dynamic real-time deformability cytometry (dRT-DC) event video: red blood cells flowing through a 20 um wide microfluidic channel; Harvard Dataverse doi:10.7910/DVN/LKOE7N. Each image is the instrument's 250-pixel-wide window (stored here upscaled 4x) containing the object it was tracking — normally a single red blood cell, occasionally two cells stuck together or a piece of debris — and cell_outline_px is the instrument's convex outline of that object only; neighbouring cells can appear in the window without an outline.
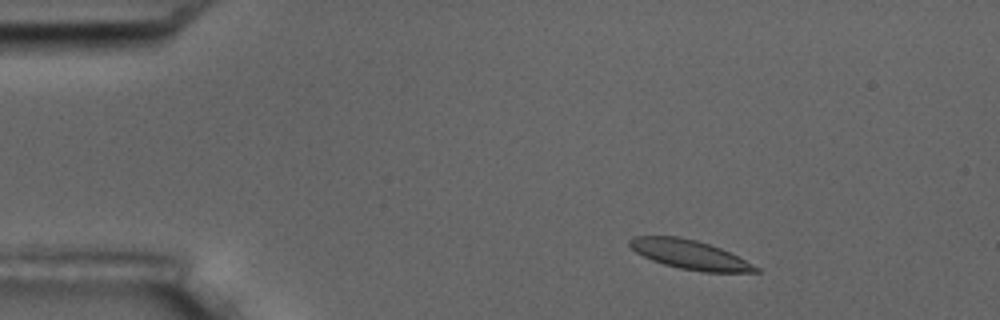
{"species": "common noctule bat (a hibernating species)", "species_latin": "Nyctalus noctula", "temperature_condition": "room temperature", "stored_images_in_passage": 4, "camera_frame_rate_fps": 3000, "um_per_image_px": 0.085, "animal": {"sex": "male", "body_mass_g": 17.5, "forearm_length_mm": 52.3}, "frame": {"image": 1, "passage_image": 2, "time_ms": 1.0, "image_size_px": [1000, 320], "cell_outline_px": [[760, 272], [704, 272], [680, 268], [664, 264], [652, 260], [636, 252], [628, 244], [628, 240], [632, 236], [680, 236], [696, 240], [720, 248], [760, 268]], "centroid_in_image_um": [58.59, 21.63], "position_along_channel_um": 26.4, "area_um2": 21.15}}